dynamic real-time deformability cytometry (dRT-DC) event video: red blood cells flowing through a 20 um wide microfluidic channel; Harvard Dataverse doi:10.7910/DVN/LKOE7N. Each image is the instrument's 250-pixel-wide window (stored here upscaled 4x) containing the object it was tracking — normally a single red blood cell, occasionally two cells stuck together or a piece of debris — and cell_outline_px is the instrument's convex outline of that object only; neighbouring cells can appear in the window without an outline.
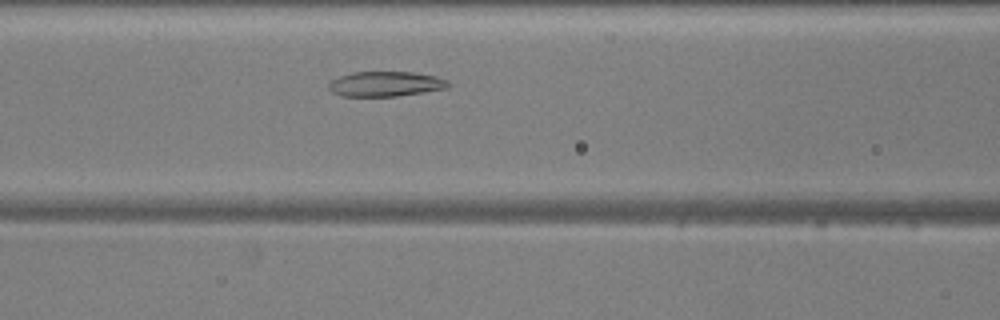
{"species": "common noctule bat (a hibernating species)", "species_latin": "Nyctalus noctula", "temperature_condition": "warm", "stored_images_in_passage": 34, "camera_frame_rate_fps": 3000, "um_per_image_px": 0.085, "animal": {"sex": "male", "body_mass_g": 20.5, "forearm_length_mm": 52.5}, "frame": {"image": 1, "passage_image": 12, "time_ms": 3.667, "image_size_px": [1000, 320], "cell_outline_px": [[452, 84], [448, 88], [396, 96], [340, 96], [332, 92], [328, 88], [328, 84], [332, 80], [340, 76], [352, 72], [412, 72], [436, 76], [448, 80]], "centroid_in_image_um": [32.78, 7.13], "position_along_channel_um": 133.8, "area_um2": 17.46}}
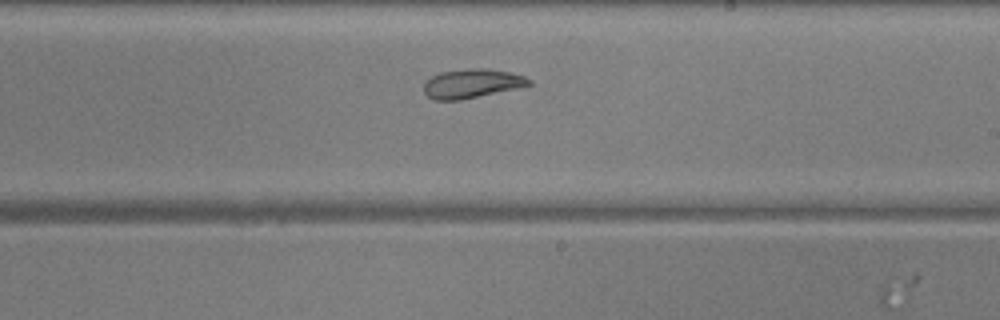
{"frame": {"image": 2, "passage_image": 21, "time_ms": 6.667, "image_size_px": [1000, 320], "cell_outline_px": [[532, 84], [520, 88], [460, 100], [432, 100], [424, 92], [424, 84], [432, 76], [440, 72], [468, 68], [488, 68], [512, 72], [524, 76], [532, 80]], "centroid_in_image_um": [40.15, 7.09], "position_along_channel_um": 248.9, "area_um2": 18.03}}
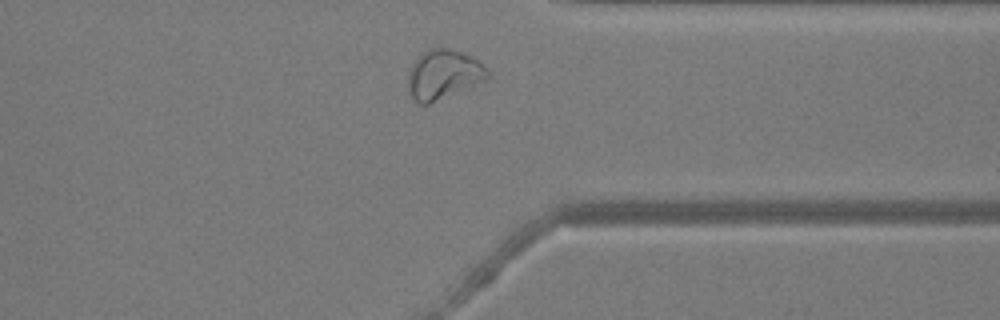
{"frame": {"image": 3, "passage_image": 31, "time_ms": 10.0, "image_size_px": [1000, 320], "cell_outline_px": [[488, 76], [484, 80], [428, 104], [416, 104], [408, 88], [408, 72], [412, 64], [420, 52], [428, 48], [448, 48], [472, 56], [488, 72]], "centroid_in_image_um": [37.61, 6.31], "position_along_channel_um": 373.8, "area_um2": 22.48}, "authors_computed_cell_mechanics": {"area_um2": 18.207, "velocity_mm_per_s": 3.8441, "shape_relaxation_time_tau1_ms": 8.9389, "shape_relaxation_time_tau2_ms": 4.9514, "deformation_change_tau1": 0.2143, "deformation_change_tau2": 0.0933}}